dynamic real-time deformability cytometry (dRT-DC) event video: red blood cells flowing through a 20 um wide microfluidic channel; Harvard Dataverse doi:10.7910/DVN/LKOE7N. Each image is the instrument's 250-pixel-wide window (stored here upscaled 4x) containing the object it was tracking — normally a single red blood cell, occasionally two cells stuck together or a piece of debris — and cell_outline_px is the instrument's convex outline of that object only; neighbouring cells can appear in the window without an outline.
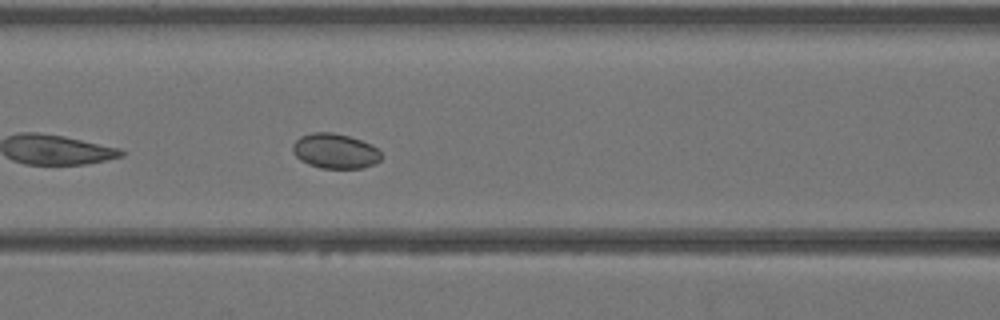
{"species": "Egyptian fruit bat (a non-hibernating species)", "species_latin": "Rousettus aegyptiacus", "temperature_condition": "warm", "stored_images_in_passage": 34, "camera_frame_rate_fps": 3000, "um_per_image_px": 0.085, "animal": {"sex": "female"}, "frame": {"image": 1, "passage_image": 10, "time_ms": 3.0, "image_size_px": [1000, 320], "cell_outline_px": [[380, 160], [372, 164], [360, 168], [320, 168], [308, 164], [300, 160], [292, 152], [292, 144], [300, 136], [312, 132], [332, 132], [348, 136], [372, 144], [380, 152]], "centroid_in_image_um": [28.43, 12.83], "position_along_channel_um": 138.2, "area_um2": 17.98}}
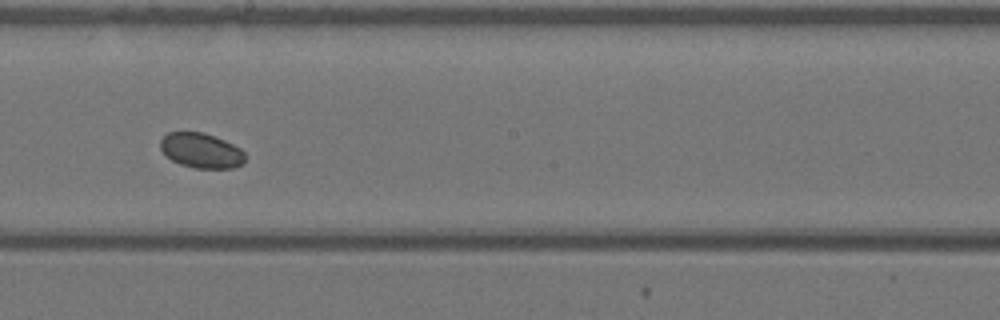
{"frame": {"image": 2, "passage_image": 16, "time_ms": 5.0, "image_size_px": [1000, 320], "cell_outline_px": [[244, 164], [232, 168], [196, 168], [180, 164], [172, 160], [160, 148], [160, 140], [168, 132], [204, 132], [224, 140], [240, 148], [244, 152]], "centroid_in_image_um": [17.11, 12.79], "position_along_channel_um": 231.1, "area_um2": 17.17}}
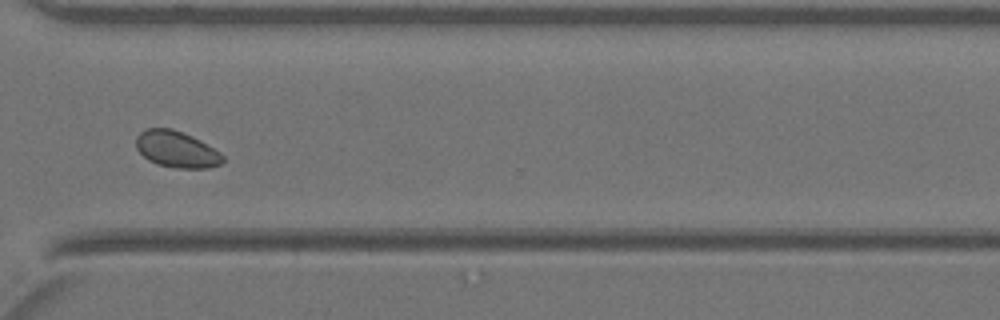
{"frame": {"image": 3, "passage_image": 24, "time_ms": 7.667, "image_size_px": [1000, 320], "cell_outline_px": [[224, 160], [220, 164], [208, 168], [176, 168], [156, 164], [148, 160], [136, 148], [136, 136], [140, 132], [148, 128], [172, 128], [192, 136], [200, 140], [220, 152], [224, 156]], "centroid_in_image_um": [15.0, 12.69], "position_along_channel_um": 355.6, "area_um2": 18.44}}